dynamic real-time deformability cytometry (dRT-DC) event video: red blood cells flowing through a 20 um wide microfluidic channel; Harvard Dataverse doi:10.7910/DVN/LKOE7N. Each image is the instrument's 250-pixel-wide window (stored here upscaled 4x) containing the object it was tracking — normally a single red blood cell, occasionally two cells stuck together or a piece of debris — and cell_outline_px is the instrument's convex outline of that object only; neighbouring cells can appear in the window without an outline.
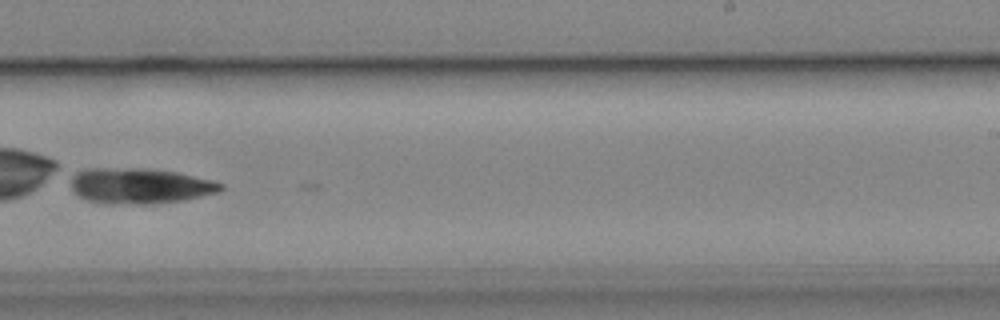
{"species": "common noctule bat (a hibernating species)", "species_latin": "Nyctalus noctula", "temperature_condition": "cold", "stored_images_in_passage": 14, "camera_frame_rate_fps": 3000, "um_per_image_px": 0.085, "animal": {"sex": "male", "body_mass_g": 19.2, "forearm_length_mm": 51.8}, "frame": {"image": 1, "passage_image": 9, "time_ms": 10.333, "image_size_px": [1000, 320], "cell_outline_px": [[224, 188], [220, 192], [184, 200], [152, 204], [104, 204], [88, 200], [80, 196], [72, 188], [72, 176], [76, 172], [88, 168], [140, 168], [176, 172], [212, 180], [224, 184]], "centroid_in_image_um": [11.91, 15.8], "position_along_channel_um": 277.1, "area_um2": 31.15}}
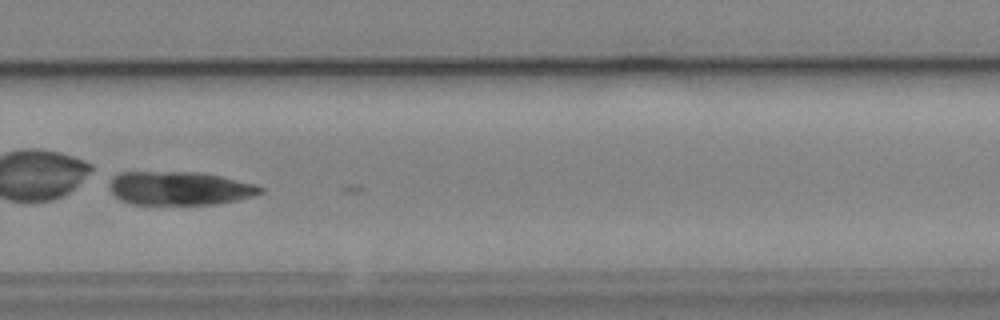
{"frame": {"image": 2, "passage_image": 10, "time_ms": 11.333, "image_size_px": [1000, 320], "cell_outline_px": [[264, 192], [252, 196], [236, 200], [212, 204], [132, 204], [120, 200], [108, 188], [108, 184], [112, 176], [120, 172], [204, 172], [256, 184], [264, 188]], "centroid_in_image_um": [15.25, 15.99], "position_along_channel_um": 314.6, "area_um2": 29.71}}